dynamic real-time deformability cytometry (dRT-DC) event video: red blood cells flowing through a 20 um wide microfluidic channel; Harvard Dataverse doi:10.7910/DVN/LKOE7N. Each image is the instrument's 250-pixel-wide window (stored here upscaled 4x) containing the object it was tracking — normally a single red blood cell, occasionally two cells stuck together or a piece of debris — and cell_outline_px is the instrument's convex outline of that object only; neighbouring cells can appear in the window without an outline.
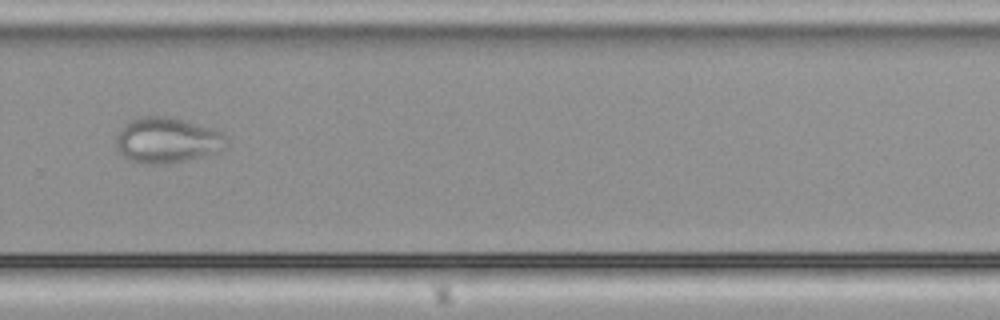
{"species": "common noctule bat (a hibernating species)", "species_latin": "Nyctalus noctula", "temperature_condition": "cold", "stored_images_in_passage": 40, "camera_frame_rate_fps": 3000, "um_per_image_px": 0.085, "animal": {"sex": "male", "body_mass_g": 21.5, "forearm_length_mm": 52.0}, "frame": {"image": 1, "passage_image": 23, "time_ms": 7.333, "image_size_px": [1000, 320], "cell_outline_px": [[228, 144], [224, 148], [204, 156], [164, 164], [136, 164], [128, 160], [120, 152], [116, 144], [116, 136], [124, 124], [128, 120], [140, 116], [172, 116], [216, 128], [228, 136]], "centroid_in_image_um": [14.22, 11.9], "position_along_channel_um": 315.6, "area_um2": 29.94}}